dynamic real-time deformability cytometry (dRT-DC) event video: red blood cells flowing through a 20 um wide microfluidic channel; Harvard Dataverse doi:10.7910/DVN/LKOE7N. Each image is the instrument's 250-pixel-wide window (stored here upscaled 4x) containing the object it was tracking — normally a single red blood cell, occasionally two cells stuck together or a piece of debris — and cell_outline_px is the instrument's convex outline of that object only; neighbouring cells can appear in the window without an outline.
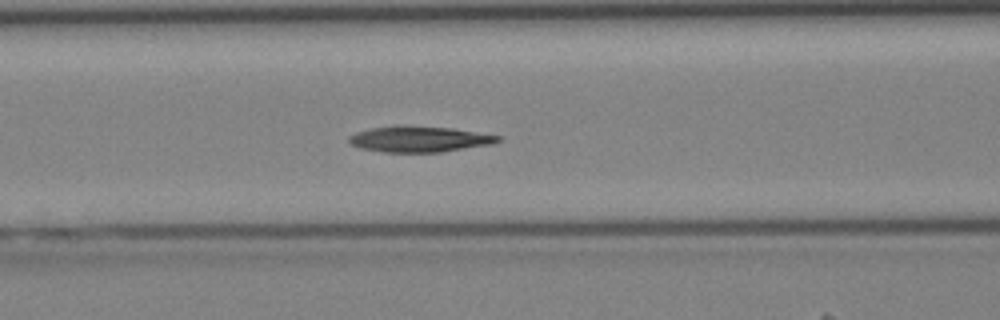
{"species": "Egyptian fruit bat (a non-hibernating species)", "species_latin": "Rousettus aegyptiacus", "temperature_condition": "cold", "stored_images_in_passage": 30, "camera_frame_rate_fps": 3000, "um_per_image_px": 0.085, "animal": {"sex": "female"}, "frame": {"image": 1, "passage_image": 5, "time_ms": 1.333, "image_size_px": [1000, 320], "cell_outline_px": [[500, 140], [492, 144], [440, 152], [384, 152], [360, 148], [348, 144], [348, 136], [356, 132], [372, 128], [396, 124], [400, 124], [452, 128], [500, 136]], "centroid_in_image_um": [35.57, 11.81], "position_along_channel_um": 131.0, "area_um2": 22.66}}
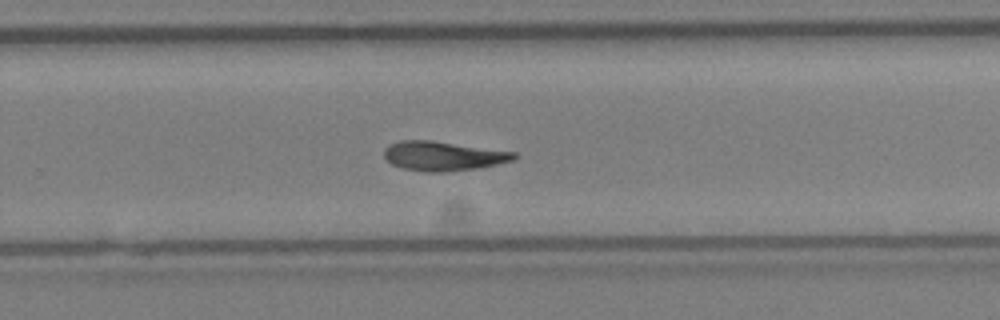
{"frame": {"image": 2, "passage_image": 15, "time_ms": 4.667, "image_size_px": [1000, 320], "cell_outline_px": [[516, 156], [512, 160], [496, 164], [476, 168], [444, 172], [424, 172], [400, 168], [392, 164], [384, 156], [384, 148], [388, 144], [400, 140], [432, 140], [516, 152]], "centroid_in_image_um": [37.61, 13.25], "position_along_channel_um": 292.2, "area_um2": 22.25}}
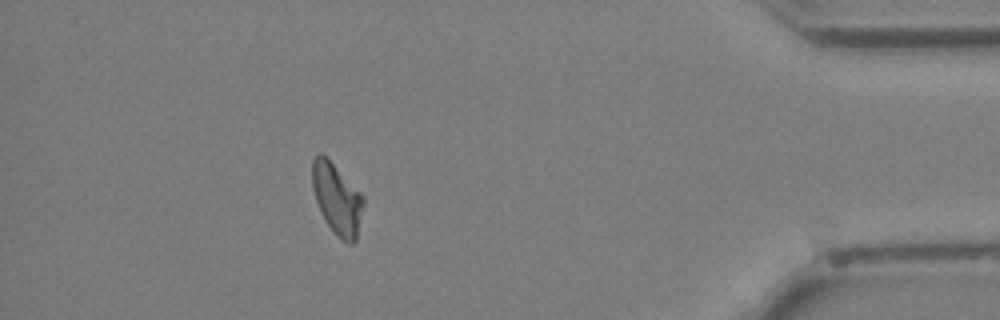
{"frame": {"image": 3, "passage_image": 25, "time_ms": 8.0, "image_size_px": [1000, 320], "cell_outline_px": [[364, 204], [356, 240], [352, 244], [348, 244], [328, 224], [320, 212], [312, 188], [312, 160], [320, 152], [364, 196]], "centroid_in_image_um": [28.64, 16.91], "position_along_channel_um": 406.6, "area_um2": 20.52}}